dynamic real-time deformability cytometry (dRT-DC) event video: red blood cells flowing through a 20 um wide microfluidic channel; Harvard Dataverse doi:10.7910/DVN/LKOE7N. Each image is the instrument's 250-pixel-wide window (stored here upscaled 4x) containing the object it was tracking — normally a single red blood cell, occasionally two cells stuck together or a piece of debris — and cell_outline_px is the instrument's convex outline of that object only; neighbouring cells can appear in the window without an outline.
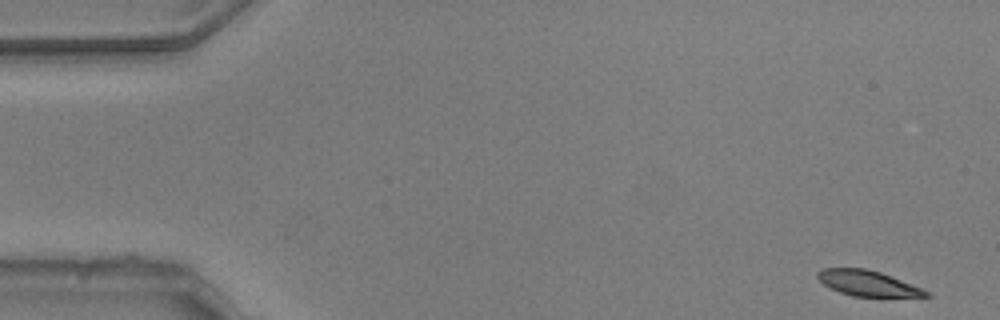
{"species": "common noctule bat (a hibernating species)", "species_latin": "Nyctalus noctula", "temperature_condition": "warm", "stored_images_in_passage": 52, "camera_frame_rate_fps": 3000, "um_per_image_px": 0.085, "animal": {"sex": "male", "body_mass_g": 20.5, "forearm_length_mm": 52.5}, "frame": {"image": 1, "passage_image": 1, "time_ms": 0.0, "image_size_px": [1000, 320], "cell_outline_px": [[932, 296], [852, 296], [840, 292], [824, 284], [816, 276], [816, 272], [824, 268], [864, 268], [880, 272], [920, 288], [928, 292]], "centroid_in_image_um": [73.69, 24.06], "position_along_channel_um": 11.3, "area_um2": 15.61}}
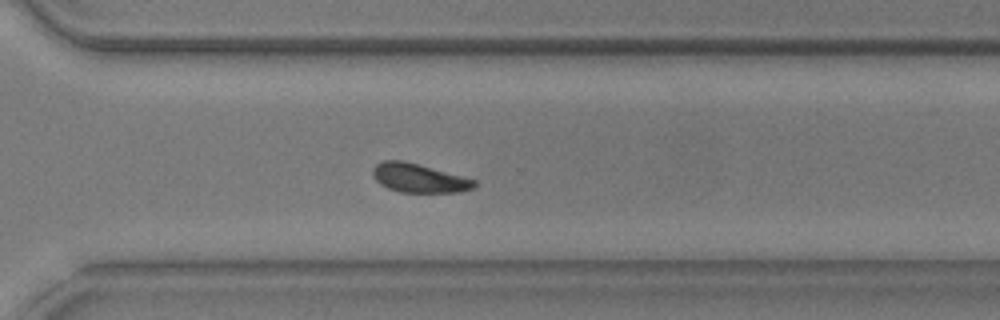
{"frame": {"image": 2, "passage_image": 37, "time_ms": 12.0, "image_size_px": [1000, 320], "cell_outline_px": [[476, 188], [460, 192], [400, 192], [388, 188], [380, 184], [372, 176], [372, 168], [376, 164], [384, 160], [404, 160], [420, 164], [476, 180]], "centroid_in_image_um": [35.6, 15.13], "position_along_channel_um": 335.0, "area_um2": 17.22}}
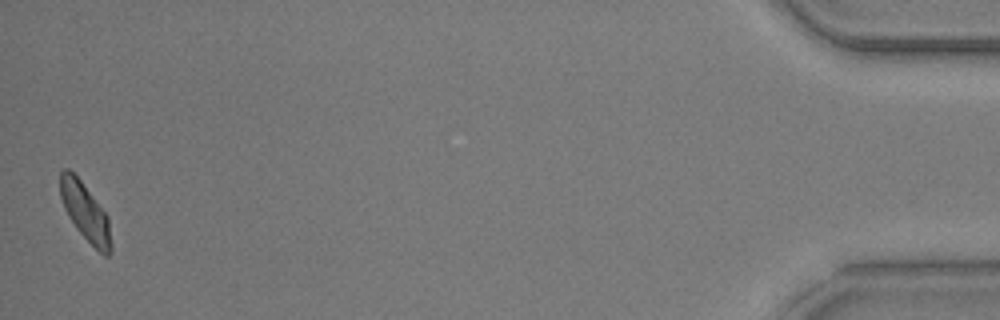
{"frame": {"image": 3, "passage_image": 52, "time_ms": 17.0, "image_size_px": [1000, 320], "cell_outline_px": [[112, 252], [108, 256], [104, 256], [76, 228], [68, 216], [64, 208], [60, 196], [60, 172], [64, 168], [68, 168], [80, 180], [108, 216], [112, 244]], "centroid_in_image_um": [7.26, 18.04], "position_along_channel_um": 427.9, "area_um2": 16.94}, "authors_computed_cell_mechanics": {"area_um2": 17.629, "velocity_mm_per_s": 3.7479, "shape_relaxation_time_tau1_ms": 2.0735, "shape_relaxation_time_tau2_ms": 9.26, "deformation_change_tau1": 0.1013, "deformation_change_tau2": 0.162}}